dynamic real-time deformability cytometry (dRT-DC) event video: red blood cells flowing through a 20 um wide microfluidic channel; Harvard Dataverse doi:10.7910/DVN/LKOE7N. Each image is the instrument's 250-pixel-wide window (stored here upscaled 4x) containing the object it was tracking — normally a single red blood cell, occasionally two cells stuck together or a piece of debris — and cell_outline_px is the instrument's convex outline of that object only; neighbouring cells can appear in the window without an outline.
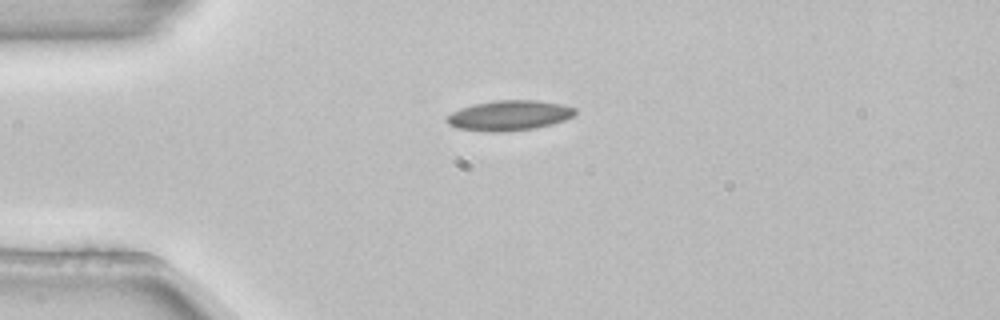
{"species": "common noctule bat (a hibernating species)", "species_latin": "Nyctalus noctula", "temperature_condition": "room temperature", "stored_images_in_passage": 1, "camera_frame_rate_fps": 3000, "um_per_image_px": 0.085, "animal": {"sex": "female", "body_mass_g": 22.7, "forearm_length_mm": 54.2}, "frame": {"image": 1, "passage_image": 1, "time_ms": 0.0, "image_size_px": [1000, 320], "cell_outline_px": [[576, 112], [572, 116], [564, 120], [552, 124], [532, 128], [504, 132], [488, 132], [456, 128], [448, 124], [448, 116], [452, 112], [460, 108], [476, 104], [496, 100], [536, 100], [560, 104], [576, 108]], "centroid_in_image_um": [43.28, 9.82], "position_along_channel_um": 41.7, "area_um2": 22.31}}